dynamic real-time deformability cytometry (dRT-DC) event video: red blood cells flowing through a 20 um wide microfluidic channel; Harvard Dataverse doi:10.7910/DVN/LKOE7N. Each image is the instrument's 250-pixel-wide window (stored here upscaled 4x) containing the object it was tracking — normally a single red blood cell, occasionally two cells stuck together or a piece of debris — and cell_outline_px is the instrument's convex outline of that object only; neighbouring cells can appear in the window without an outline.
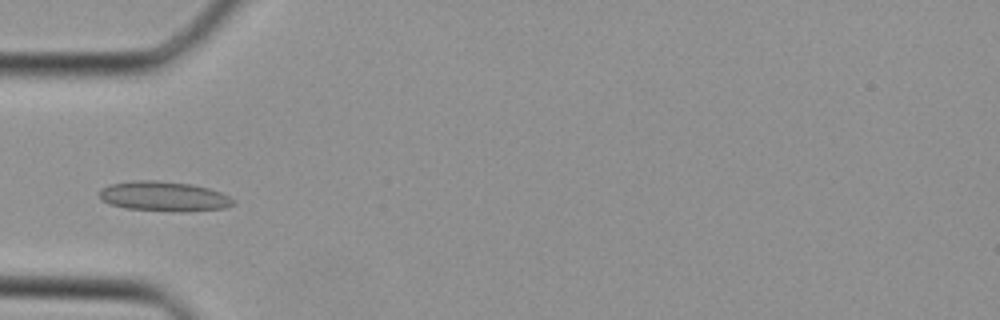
{"species": "Egyptian fruit bat (a non-hibernating species)", "species_latin": "Rousettus aegyptiacus", "temperature_condition": "cold", "stored_images_in_passage": 27, "camera_frame_rate_fps": 3000, "um_per_image_px": 0.085, "animal": {"sex": "female"}, "frame": {"image": 1, "passage_image": 11, "time_ms": 3.333, "image_size_px": [1000, 320], "cell_outline_px": [[236, 200], [232, 204], [224, 208], [188, 212], [180, 212], [128, 208], [108, 204], [100, 200], [100, 188], [108, 184], [136, 180], [156, 180], [192, 184], [208, 188], [220, 192]], "centroid_in_image_um": [13.91, 16.69], "position_along_channel_um": 71.1, "area_um2": 23.41}}
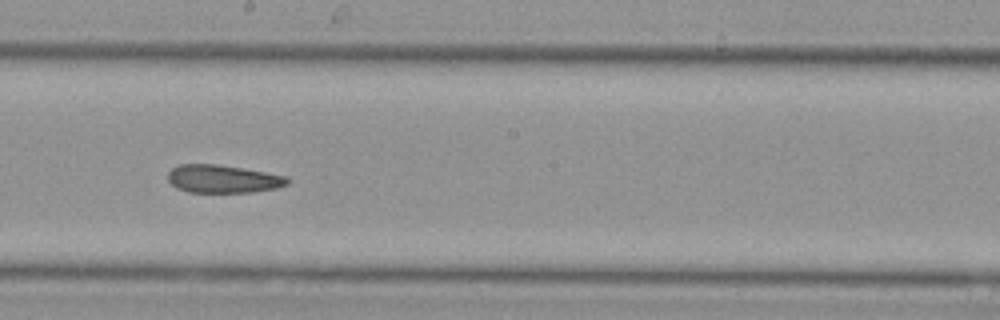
{"frame": {"image": 2, "passage_image": 20, "time_ms": 6.333, "image_size_px": [1000, 320], "cell_outline_px": [[288, 184], [276, 188], [252, 192], [188, 192], [176, 188], [168, 180], [168, 172], [172, 168], [180, 164], [216, 164], [264, 172], [284, 176], [288, 180]], "centroid_in_image_um": [18.89, 15.21], "position_along_channel_um": 229.3, "area_um2": 19.25}}
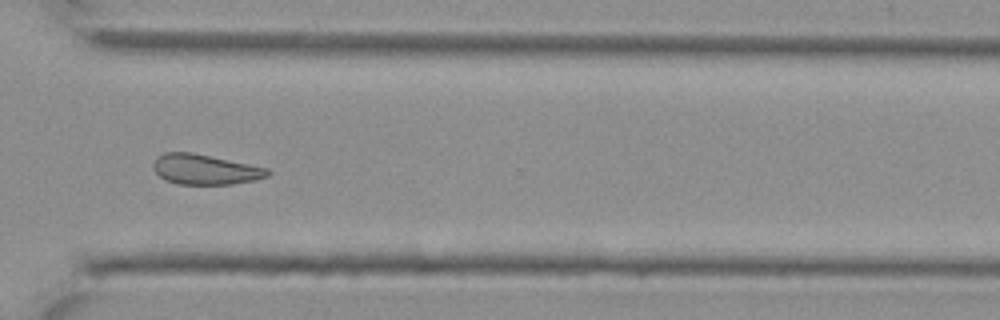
{"frame": {"image": 3, "passage_image": 27, "time_ms": 8.667, "image_size_px": [1000, 320], "cell_outline_px": [[272, 172], [268, 176], [256, 180], [232, 184], [180, 184], [164, 180], [152, 168], [152, 164], [156, 156], [164, 152], [192, 152], [268, 168]], "centroid_in_image_um": [17.42, 14.4], "position_along_channel_um": 353.2, "area_um2": 20.23}}